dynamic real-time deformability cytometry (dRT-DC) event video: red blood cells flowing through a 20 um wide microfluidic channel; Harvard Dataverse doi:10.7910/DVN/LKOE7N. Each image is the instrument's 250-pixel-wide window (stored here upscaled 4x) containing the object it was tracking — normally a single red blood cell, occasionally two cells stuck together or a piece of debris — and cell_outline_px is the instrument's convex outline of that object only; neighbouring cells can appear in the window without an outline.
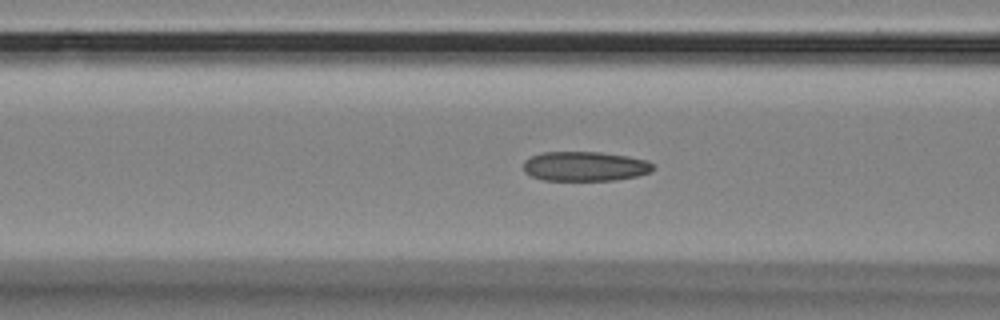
{"species": "Egyptian fruit bat (a non-hibernating species)", "species_latin": "Rousettus aegyptiacus", "temperature_condition": "room temperature", "stored_images_in_passage": 55, "camera_frame_rate_fps": 3000, "um_per_image_px": 0.085, "animal": {"sex": "female"}, "frame": {"image": 1, "passage_image": 21, "time_ms": 6.667, "image_size_px": [1000, 320], "cell_outline_px": [[652, 168], [648, 172], [636, 176], [612, 180], [544, 180], [532, 176], [524, 172], [524, 160], [540, 152], [600, 152], [628, 156], [644, 160], [652, 164]], "centroid_in_image_um": [49.66, 14.13], "position_along_channel_um": 116.9, "area_um2": 22.08}}
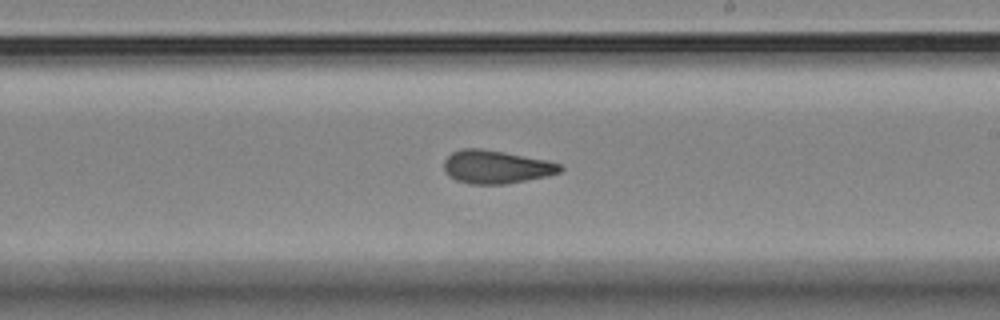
{"frame": {"image": 2, "passage_image": 32, "time_ms": 10.333, "image_size_px": [1000, 320], "cell_outline_px": [[564, 168], [560, 172], [548, 176], [504, 184], [472, 184], [456, 180], [444, 168], [444, 160], [452, 152], [464, 148], [480, 148], [504, 152], [544, 160], [560, 164]], "centroid_in_image_um": [42.18, 14.18], "position_along_channel_um": 246.8, "area_um2": 22.14}}
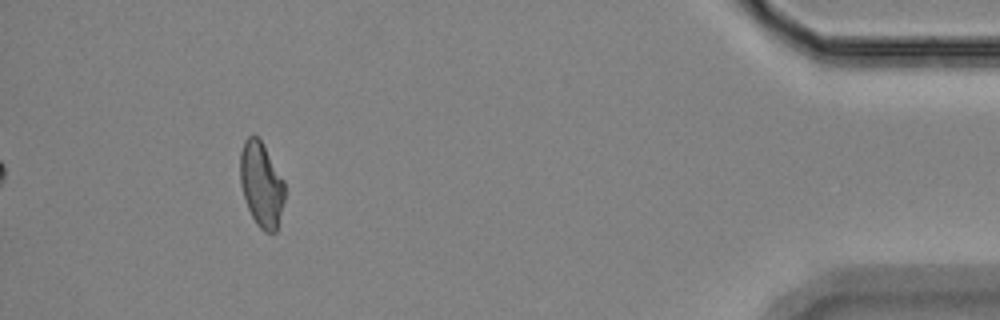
{"frame": {"image": 3, "passage_image": 51, "time_ms": 16.667, "image_size_px": [1000, 320], "cell_outline_px": [[284, 200], [276, 232], [264, 232], [256, 224], [248, 208], [240, 184], [240, 152], [244, 140], [248, 136], [256, 136], [260, 140], [284, 180]], "centroid_in_image_um": [22.2, 15.69], "position_along_channel_um": 413.0, "area_um2": 21.79}, "authors_computed_cell_mechanics": {"area_um2": 22.542, "velocity_mm_per_s": 3.5401, "shape_relaxation_time_tau1_ms": null, "shape_relaxation_time_tau2_ms": 2.2043, "deformation_change_tau1": null, "deformation_change_tau2": 0.0894}}